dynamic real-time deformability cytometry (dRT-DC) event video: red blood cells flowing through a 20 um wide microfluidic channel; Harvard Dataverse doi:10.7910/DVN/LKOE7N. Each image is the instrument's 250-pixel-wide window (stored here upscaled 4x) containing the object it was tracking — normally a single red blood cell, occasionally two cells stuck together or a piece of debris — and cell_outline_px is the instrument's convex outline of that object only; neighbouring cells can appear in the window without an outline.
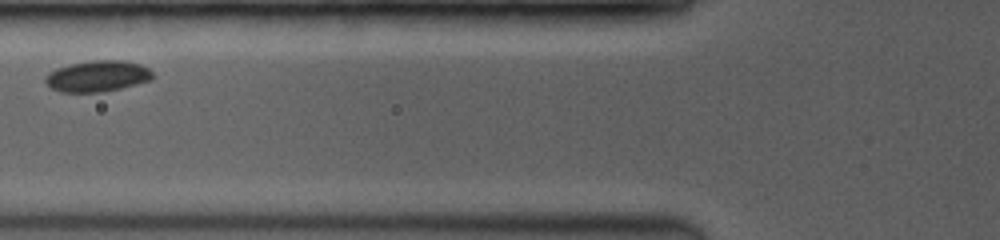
{"species": "common noctule bat (a hibernating species)", "species_latin": "Nyctalus noctula", "temperature_condition": "room temperature", "stored_images_in_passage": 12, "camera_frame_rate_fps": 3500, "um_per_image_px": 0.085, "animal": {"sex": "female", "body_mass_g": 19.0, "forearm_length_mm": 53.3}, "frame": {"image": 1, "passage_image": 3, "time_ms": 1.429, "image_size_px": [1000, 240], "cell_outline_px": [[152, 80], [120, 88], [100, 92], [60, 92], [52, 88], [44, 80], [48, 72], [56, 68], [68, 64], [92, 60], [124, 60], [140, 64], [148, 68], [152, 72]], "centroid_in_image_um": [8.27, 6.46], "position_along_channel_um": 117.5, "area_um2": 19.48}}